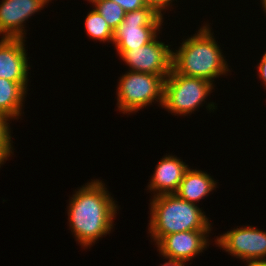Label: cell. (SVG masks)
I'll return each instance as SVG.
<instances>
[{"mask_svg":"<svg viewBox=\"0 0 266 266\" xmlns=\"http://www.w3.org/2000/svg\"><path fill=\"white\" fill-rule=\"evenodd\" d=\"M264 13H266V0H260Z\"/></svg>","mask_w":266,"mask_h":266,"instance_id":"cb8c5ba5","label":"cell"},{"mask_svg":"<svg viewBox=\"0 0 266 266\" xmlns=\"http://www.w3.org/2000/svg\"><path fill=\"white\" fill-rule=\"evenodd\" d=\"M84 27L90 39L113 44L114 31L94 8L90 12L88 11Z\"/></svg>","mask_w":266,"mask_h":266,"instance_id":"9a60e30c","label":"cell"},{"mask_svg":"<svg viewBox=\"0 0 266 266\" xmlns=\"http://www.w3.org/2000/svg\"><path fill=\"white\" fill-rule=\"evenodd\" d=\"M211 230H191L163 236L155 245L159 255L187 264L209 247Z\"/></svg>","mask_w":266,"mask_h":266,"instance_id":"9c48e42d","label":"cell"},{"mask_svg":"<svg viewBox=\"0 0 266 266\" xmlns=\"http://www.w3.org/2000/svg\"><path fill=\"white\" fill-rule=\"evenodd\" d=\"M93 4V8L105 19L114 31L125 17L124 9L116 2L110 0H87Z\"/></svg>","mask_w":266,"mask_h":266,"instance_id":"2e32d148","label":"cell"},{"mask_svg":"<svg viewBox=\"0 0 266 266\" xmlns=\"http://www.w3.org/2000/svg\"><path fill=\"white\" fill-rule=\"evenodd\" d=\"M210 175L202 170L189 167L175 194L190 203H199L217 188L218 182Z\"/></svg>","mask_w":266,"mask_h":266,"instance_id":"4fadbf2b","label":"cell"},{"mask_svg":"<svg viewBox=\"0 0 266 266\" xmlns=\"http://www.w3.org/2000/svg\"><path fill=\"white\" fill-rule=\"evenodd\" d=\"M188 169L189 165L179 157L171 154L165 155L155 166L147 190L152 192V197L175 194Z\"/></svg>","mask_w":266,"mask_h":266,"instance_id":"7c38bea8","label":"cell"},{"mask_svg":"<svg viewBox=\"0 0 266 266\" xmlns=\"http://www.w3.org/2000/svg\"><path fill=\"white\" fill-rule=\"evenodd\" d=\"M170 46L156 36L142 47L117 50V54L129 66V71L159 75L166 79L172 71L173 50Z\"/></svg>","mask_w":266,"mask_h":266,"instance_id":"ba28073f","label":"cell"},{"mask_svg":"<svg viewBox=\"0 0 266 266\" xmlns=\"http://www.w3.org/2000/svg\"><path fill=\"white\" fill-rule=\"evenodd\" d=\"M49 2L51 0H2L0 4V36L25 39L26 21L44 9Z\"/></svg>","mask_w":266,"mask_h":266,"instance_id":"30bf717a","label":"cell"},{"mask_svg":"<svg viewBox=\"0 0 266 266\" xmlns=\"http://www.w3.org/2000/svg\"><path fill=\"white\" fill-rule=\"evenodd\" d=\"M164 259H166L167 261L160 266H185L186 265L185 263L175 261L172 259H168V258H164Z\"/></svg>","mask_w":266,"mask_h":266,"instance_id":"44dd1931","label":"cell"},{"mask_svg":"<svg viewBox=\"0 0 266 266\" xmlns=\"http://www.w3.org/2000/svg\"><path fill=\"white\" fill-rule=\"evenodd\" d=\"M164 81L163 76L127 71L119 78L117 85V110L129 115L153 103L162 107Z\"/></svg>","mask_w":266,"mask_h":266,"instance_id":"277c9868","label":"cell"},{"mask_svg":"<svg viewBox=\"0 0 266 266\" xmlns=\"http://www.w3.org/2000/svg\"><path fill=\"white\" fill-rule=\"evenodd\" d=\"M28 83H17L0 78V114L6 115L13 120L19 119L25 96L28 94Z\"/></svg>","mask_w":266,"mask_h":266,"instance_id":"5bb4252c","label":"cell"},{"mask_svg":"<svg viewBox=\"0 0 266 266\" xmlns=\"http://www.w3.org/2000/svg\"><path fill=\"white\" fill-rule=\"evenodd\" d=\"M214 88V83L178 74L172 68L164 81L162 108L175 116H190L206 102Z\"/></svg>","mask_w":266,"mask_h":266,"instance_id":"5b68a950","label":"cell"},{"mask_svg":"<svg viewBox=\"0 0 266 266\" xmlns=\"http://www.w3.org/2000/svg\"><path fill=\"white\" fill-rule=\"evenodd\" d=\"M7 160L8 158L0 151V168Z\"/></svg>","mask_w":266,"mask_h":266,"instance_id":"7402d4cb","label":"cell"},{"mask_svg":"<svg viewBox=\"0 0 266 266\" xmlns=\"http://www.w3.org/2000/svg\"><path fill=\"white\" fill-rule=\"evenodd\" d=\"M10 117L0 114V151L8 158L13 156L14 147L11 136V128L8 121H12Z\"/></svg>","mask_w":266,"mask_h":266,"instance_id":"e0dca14e","label":"cell"},{"mask_svg":"<svg viewBox=\"0 0 266 266\" xmlns=\"http://www.w3.org/2000/svg\"><path fill=\"white\" fill-rule=\"evenodd\" d=\"M148 7H152L160 16L163 15V11L168 8H172L174 0H144Z\"/></svg>","mask_w":266,"mask_h":266,"instance_id":"ac0fdd59","label":"cell"},{"mask_svg":"<svg viewBox=\"0 0 266 266\" xmlns=\"http://www.w3.org/2000/svg\"><path fill=\"white\" fill-rule=\"evenodd\" d=\"M150 200L148 233L154 243L172 233L212 230L210 220L198 204L185 201L176 194L159 195Z\"/></svg>","mask_w":266,"mask_h":266,"instance_id":"3957f363","label":"cell"},{"mask_svg":"<svg viewBox=\"0 0 266 266\" xmlns=\"http://www.w3.org/2000/svg\"><path fill=\"white\" fill-rule=\"evenodd\" d=\"M214 242L216 247L247 264L266 261V231L255 226L233 228L217 236Z\"/></svg>","mask_w":266,"mask_h":266,"instance_id":"52a82bcc","label":"cell"},{"mask_svg":"<svg viewBox=\"0 0 266 266\" xmlns=\"http://www.w3.org/2000/svg\"><path fill=\"white\" fill-rule=\"evenodd\" d=\"M207 23L173 51L172 68L187 77L202 78L211 83L230 72L220 45Z\"/></svg>","mask_w":266,"mask_h":266,"instance_id":"7a4b0ae2","label":"cell"},{"mask_svg":"<svg viewBox=\"0 0 266 266\" xmlns=\"http://www.w3.org/2000/svg\"><path fill=\"white\" fill-rule=\"evenodd\" d=\"M119 4L125 12H131L146 7L144 0H110Z\"/></svg>","mask_w":266,"mask_h":266,"instance_id":"d6986e66","label":"cell"},{"mask_svg":"<svg viewBox=\"0 0 266 266\" xmlns=\"http://www.w3.org/2000/svg\"><path fill=\"white\" fill-rule=\"evenodd\" d=\"M23 38H0V78L17 83H28L27 50Z\"/></svg>","mask_w":266,"mask_h":266,"instance_id":"8fae6325","label":"cell"},{"mask_svg":"<svg viewBox=\"0 0 266 266\" xmlns=\"http://www.w3.org/2000/svg\"><path fill=\"white\" fill-rule=\"evenodd\" d=\"M247 266H266V261L264 262H251L246 264Z\"/></svg>","mask_w":266,"mask_h":266,"instance_id":"603a6c76","label":"cell"},{"mask_svg":"<svg viewBox=\"0 0 266 266\" xmlns=\"http://www.w3.org/2000/svg\"><path fill=\"white\" fill-rule=\"evenodd\" d=\"M164 17L152 7L126 12L123 22L114 30L113 44L116 50L142 47L160 34Z\"/></svg>","mask_w":266,"mask_h":266,"instance_id":"8992f818","label":"cell"},{"mask_svg":"<svg viewBox=\"0 0 266 266\" xmlns=\"http://www.w3.org/2000/svg\"><path fill=\"white\" fill-rule=\"evenodd\" d=\"M258 76L261 82L263 81V85L265 86L266 90V51L262 55L260 62L257 66Z\"/></svg>","mask_w":266,"mask_h":266,"instance_id":"ffe728a7","label":"cell"},{"mask_svg":"<svg viewBox=\"0 0 266 266\" xmlns=\"http://www.w3.org/2000/svg\"><path fill=\"white\" fill-rule=\"evenodd\" d=\"M70 198L69 230L82 248L90 249L99 238L111 233L119 206L101 179L83 184Z\"/></svg>","mask_w":266,"mask_h":266,"instance_id":"6da1fadb","label":"cell"}]
</instances>
